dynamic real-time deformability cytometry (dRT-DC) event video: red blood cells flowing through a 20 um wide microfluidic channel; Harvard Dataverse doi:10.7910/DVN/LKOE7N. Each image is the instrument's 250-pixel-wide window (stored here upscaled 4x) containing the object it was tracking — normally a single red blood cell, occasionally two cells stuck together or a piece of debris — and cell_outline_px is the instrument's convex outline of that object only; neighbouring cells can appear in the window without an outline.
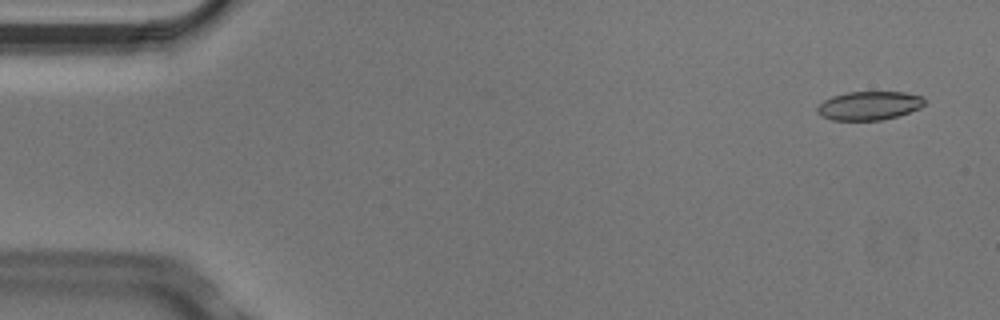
{"species": "Egyptian fruit bat (a non-hibernating species)", "species_latin": "Rousettus aegyptiacus", "temperature_condition": "cold", "stored_images_in_passage": 7, "camera_frame_rate_fps": 3000, "um_per_image_px": 0.085, "animal": {"sex": "male"}, "frame": {"image": 1, "passage_image": 1, "time_ms": 0.0, "image_size_px": [1000, 320], "cell_outline_px": [[924, 104], [920, 108], [896, 116], [880, 120], [832, 120], [820, 116], [816, 112], [816, 108], [824, 100], [832, 96], [848, 92], [904, 92], [924, 96]], "centroid_in_image_um": [73.85, 8.97], "position_along_channel_um": 11.1, "area_um2": 17.92}}
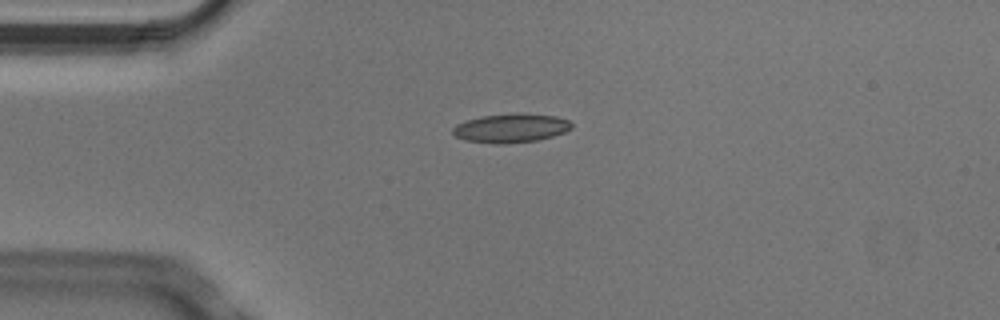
{"frame": {"image": 2, "passage_image": 4, "time_ms": 1.0, "image_size_px": [1000, 320], "cell_outline_px": [[572, 128], [564, 132], [552, 136], [536, 140], [504, 144], [492, 144], [464, 140], [456, 136], [452, 132], [452, 128], [456, 124], [480, 116], [516, 112], [556, 116], [568, 120], [572, 124]], "centroid_in_image_um": [43.41, 10.88], "position_along_channel_um": 41.6, "area_um2": 20.17}}
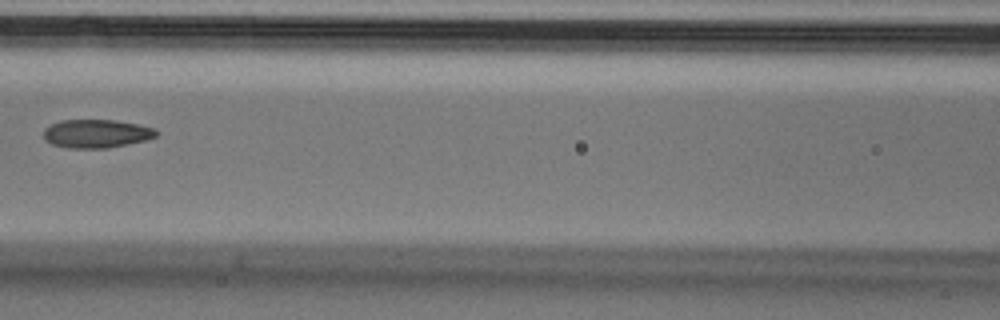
{"frame": {"image": 3, "passage_image": 7, "time_ms": 2.0, "image_size_px": [1000, 320], "cell_outline_px": [[160, 132], [156, 136], [148, 140], [108, 148], [68, 148], [52, 144], [44, 140], [44, 128], [48, 124], [60, 120], [116, 120], [156, 128]], "centroid_in_image_um": [8.2, 11.35], "position_along_channel_um": 158.4, "area_um2": 18.96}}